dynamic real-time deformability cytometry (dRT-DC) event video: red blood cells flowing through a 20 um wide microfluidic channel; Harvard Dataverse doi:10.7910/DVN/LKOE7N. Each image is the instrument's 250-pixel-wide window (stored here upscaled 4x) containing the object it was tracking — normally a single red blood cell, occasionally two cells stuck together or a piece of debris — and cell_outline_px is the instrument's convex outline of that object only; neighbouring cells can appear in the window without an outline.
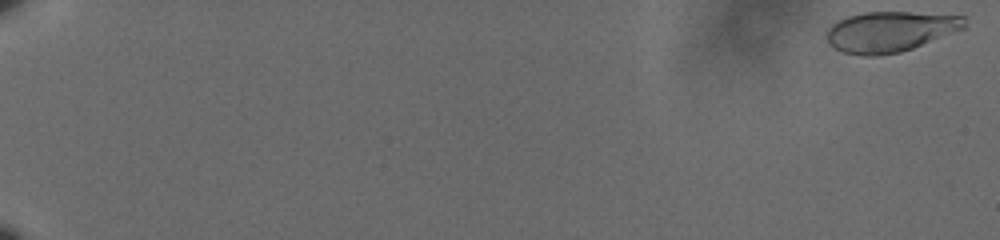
{"species": "human", "species_latin": "Homo sapiens", "temperature_condition": "cold", "stored_images_in_passage": 61, "camera_frame_rate_fps": 3000, "um_per_image_px": 0.085, "donor": {"sex": "male"}, "frame": {"image": 1, "passage_image": 1, "time_ms": 0.0, "image_size_px": [1000, 240], "cell_outline_px": [[964, 28], [912, 48], [900, 52], [876, 56], [860, 56], [844, 52], [828, 44], [828, 28], [832, 24], [848, 16], [864, 12], [908, 12], [964, 16]], "centroid_in_image_um": [75.62, 2.69], "position_along_channel_um": 9.4, "area_um2": 32.08}}
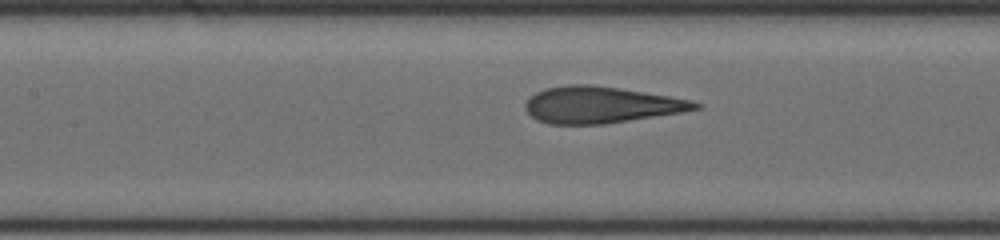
{"frame": {"image": 2, "passage_image": 32, "time_ms": 10.333, "image_size_px": [1000, 240], "cell_outline_px": [[700, 108], [680, 112], [604, 124], [548, 124], [536, 120], [524, 108], [524, 104], [536, 92], [544, 88], [568, 84], [588, 84], [620, 88], [692, 100], [700, 104]], "centroid_in_image_um": [51.02, 8.91], "position_along_channel_um": 156.4, "area_um2": 35.89}}
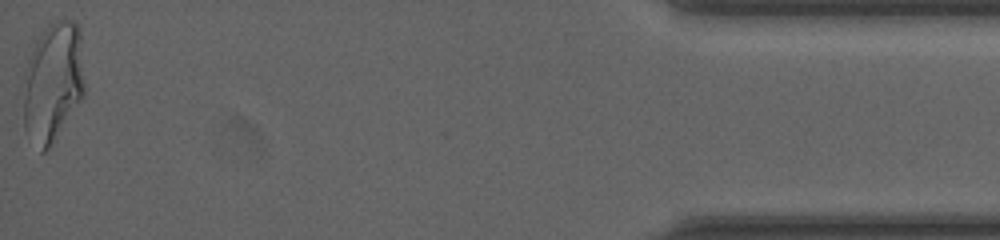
{"frame": {"image": 3, "passage_image": 61, "time_ms": 20.0, "image_size_px": [1000, 240], "cell_outline_px": [[84, 96], [48, 148], [44, 152], [40, 152], [24, 128], [24, 100], [28, 60], [36, 40], [48, 24], [60, 20], [72, 20], [80, 28], [84, 80]], "centroid_in_image_um": [4.53, 6.96], "position_along_channel_um": 430.7, "area_um2": 42.08}, "authors_computed_cell_mechanics": {"area_um2": 35.836, "velocity_mm_per_s": 3.5962, "shape_relaxation_time_tau1_ms": 6.3854, "shape_relaxation_time_tau2_ms": 0.7764, "deformation_change_tau1": 0.1991, "deformation_change_tau2": 0.0603}}